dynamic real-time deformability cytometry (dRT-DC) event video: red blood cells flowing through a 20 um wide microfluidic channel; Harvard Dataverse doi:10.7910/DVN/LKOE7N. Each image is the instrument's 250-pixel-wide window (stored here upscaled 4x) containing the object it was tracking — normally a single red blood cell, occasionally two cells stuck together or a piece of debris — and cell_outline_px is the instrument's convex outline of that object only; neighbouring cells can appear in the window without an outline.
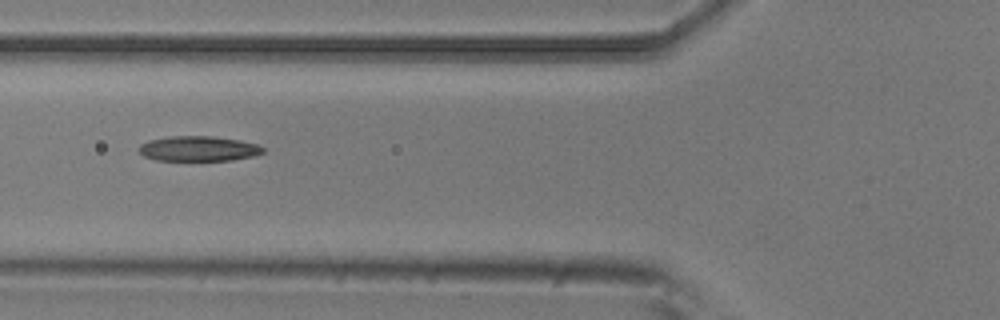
{"species": "common noctule bat (a hibernating species)", "species_latin": "Nyctalus noctula", "temperature_condition": "room temperature", "stored_images_in_passage": 8, "camera_frame_rate_fps": 3000, "um_per_image_px": 0.085, "animal": {"sex": "male", "body_mass_g": 20.5, "forearm_length_mm": 52.5}, "frame": {"image": 1, "passage_image": 6, "time_ms": 1.667, "image_size_px": [1000, 320], "cell_outline_px": [[264, 152], [252, 156], [232, 160], [156, 160], [144, 156], [140, 152], [140, 144], [148, 140], [168, 136], [212, 136], [240, 140], [256, 144], [264, 148]], "centroid_in_image_um": [16.86, 12.63], "position_along_channel_um": 108.9, "area_um2": 18.03}}
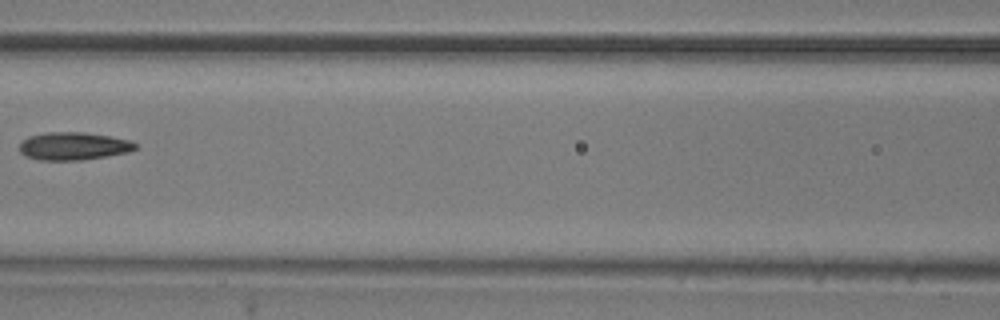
{"frame": {"image": 2, "passage_image": 7, "time_ms": 2.0, "image_size_px": [1000, 320], "cell_outline_px": [[136, 148], [128, 152], [108, 156], [80, 160], [40, 160], [24, 156], [20, 152], [20, 144], [28, 136], [44, 132], [84, 132], [132, 140], [136, 144]], "centroid_in_image_um": [6.23, 12.42], "position_along_channel_um": 160.4, "area_um2": 18.84}}
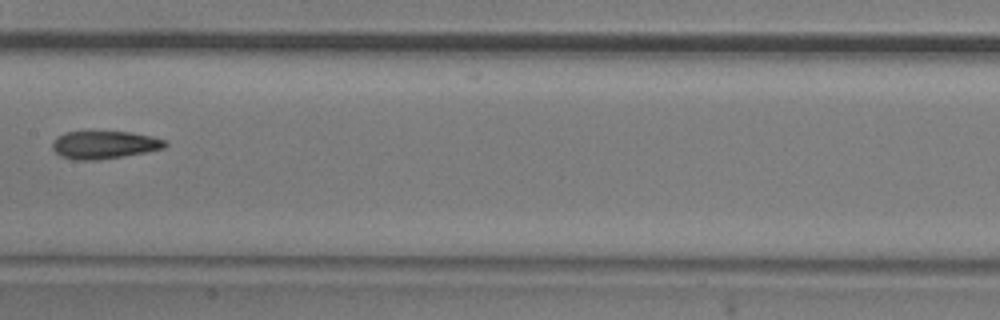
{"frame": {"image": 3, "passage_image": 8, "time_ms": 2.333, "image_size_px": [1000, 320], "cell_outline_px": [[168, 144], [164, 148], [144, 152], [96, 160], [76, 160], [60, 156], [52, 148], [52, 144], [56, 136], [64, 132], [88, 128], [132, 132], [152, 136], [164, 140]], "centroid_in_image_um": [8.8, 12.24], "position_along_channel_um": 198.6, "area_um2": 19.07}}